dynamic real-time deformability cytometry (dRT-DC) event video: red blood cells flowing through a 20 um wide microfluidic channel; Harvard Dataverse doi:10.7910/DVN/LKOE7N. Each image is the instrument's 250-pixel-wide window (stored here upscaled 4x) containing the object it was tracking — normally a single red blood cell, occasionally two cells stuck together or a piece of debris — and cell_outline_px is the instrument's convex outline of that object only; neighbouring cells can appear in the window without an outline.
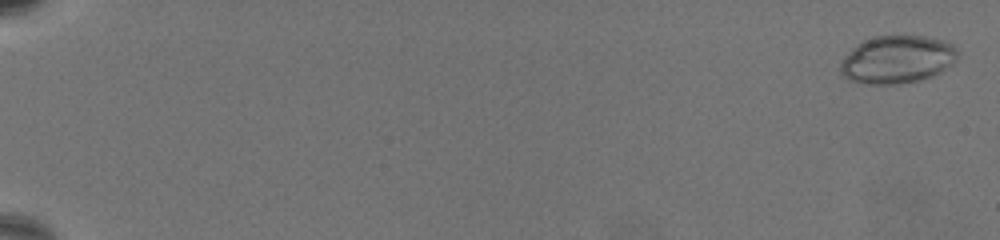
{"species": "common noctule bat (a hibernating species)", "species_latin": "Nyctalus noctula", "temperature_condition": "warm", "stored_images_in_passage": 67, "camera_frame_rate_fps": 3000, "um_per_image_px": 0.085, "animal": {"sex": "female", "body_mass_g": 19.5, "forearm_length_mm": 54.1}, "frame": {"image": 1, "passage_image": 1, "time_ms": 0.0, "image_size_px": [1000, 240], "cell_outline_px": [[956, 60], [952, 64], [940, 72], [932, 76], [916, 80], [892, 84], [864, 84], [848, 80], [840, 76], [840, 60], [856, 44], [864, 40], [876, 36], [924, 36], [944, 40], [952, 44], [956, 48]], "centroid_in_image_um": [76.2, 5.06], "position_along_channel_um": 8.8, "area_um2": 32.71}}
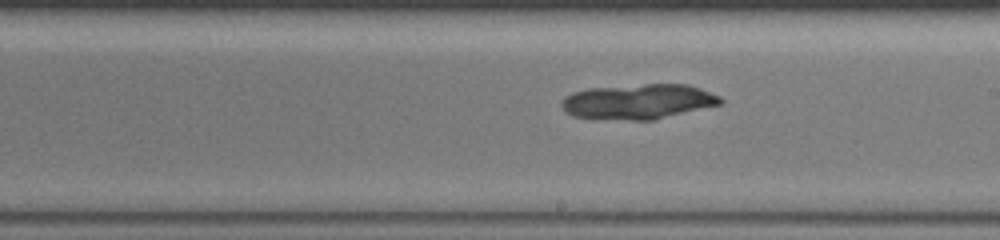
{"frame": {"image": 2, "passage_image": 42, "time_ms": 13.667, "image_size_px": [1000, 240], "cell_outline_px": [[724, 100], [720, 104], [652, 120], [592, 120], [572, 116], [564, 112], [560, 104], [560, 100], [564, 96], [572, 92], [588, 88], [644, 84], [688, 84], [700, 88], [720, 96]], "centroid_in_image_um": [54.15, 8.65], "position_along_channel_um": 234.8, "area_um2": 33.0}}
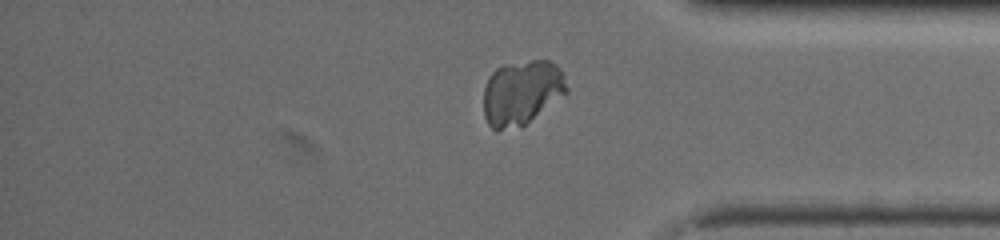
{"frame": {"image": 3, "passage_image": 57, "time_ms": 18.667, "image_size_px": [1000, 240], "cell_outline_px": [[568, 92], [524, 124], [496, 132], [488, 124], [484, 116], [484, 88], [488, 76], [496, 68], [504, 64], [532, 60], [552, 60], [560, 68], [568, 88]], "centroid_in_image_um": [44.32, 7.84], "position_along_channel_um": 390.9, "area_um2": 31.33}}